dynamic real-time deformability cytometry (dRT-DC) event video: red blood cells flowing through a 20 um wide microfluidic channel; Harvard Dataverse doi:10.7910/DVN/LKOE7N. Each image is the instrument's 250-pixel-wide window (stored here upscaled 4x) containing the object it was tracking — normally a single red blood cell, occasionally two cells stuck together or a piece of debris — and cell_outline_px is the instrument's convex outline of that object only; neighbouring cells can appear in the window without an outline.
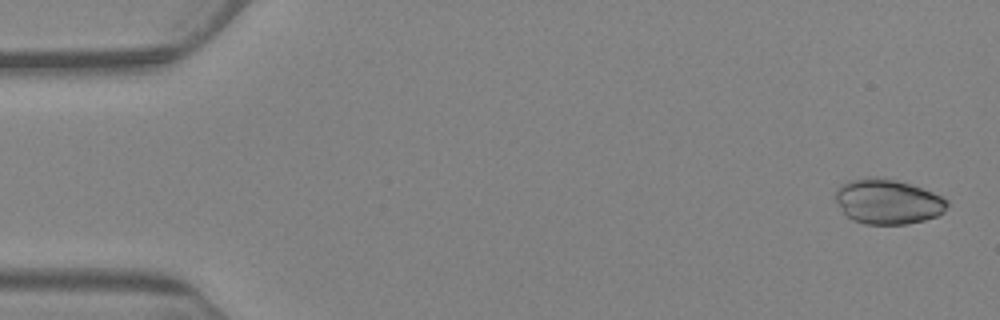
{"species": "Egyptian fruit bat (a non-hibernating species)", "species_latin": "Rousettus aegyptiacus", "temperature_condition": "warm", "stored_images_in_passage": 7, "camera_frame_rate_fps": 3000, "um_per_image_px": 0.085, "animal": {"sex": "female"}, "frame": {"image": 1, "passage_image": 1, "time_ms": 0.0, "image_size_px": [1000, 320], "cell_outline_px": [[948, 204], [944, 212], [936, 216], [924, 220], [908, 224], [864, 224], [852, 220], [844, 212], [836, 200], [836, 192], [848, 180], [868, 176], [872, 176], [896, 180], [932, 192], [948, 200]], "centroid_in_image_um": [75.47, 17.14], "position_along_channel_um": 9.5, "area_um2": 28.96}}
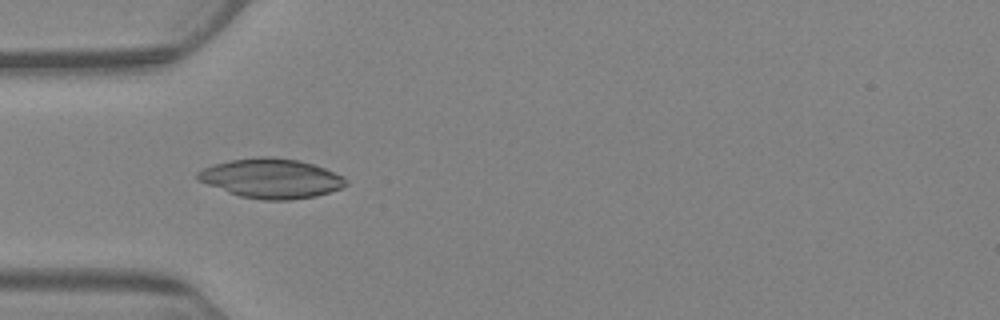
{"frame": {"image": 2, "passage_image": 6, "time_ms": 6.0, "image_size_px": [1000, 320], "cell_outline_px": [[348, 184], [340, 188], [316, 196], [288, 200], [264, 200], [240, 196], [228, 192], [196, 180], [196, 172], [212, 164], [232, 160], [256, 156], [272, 156], [300, 160], [324, 168], [344, 176], [348, 180]], "centroid_in_image_um": [23.05, 15.15], "position_along_channel_um": 62.0, "area_um2": 34.28}}